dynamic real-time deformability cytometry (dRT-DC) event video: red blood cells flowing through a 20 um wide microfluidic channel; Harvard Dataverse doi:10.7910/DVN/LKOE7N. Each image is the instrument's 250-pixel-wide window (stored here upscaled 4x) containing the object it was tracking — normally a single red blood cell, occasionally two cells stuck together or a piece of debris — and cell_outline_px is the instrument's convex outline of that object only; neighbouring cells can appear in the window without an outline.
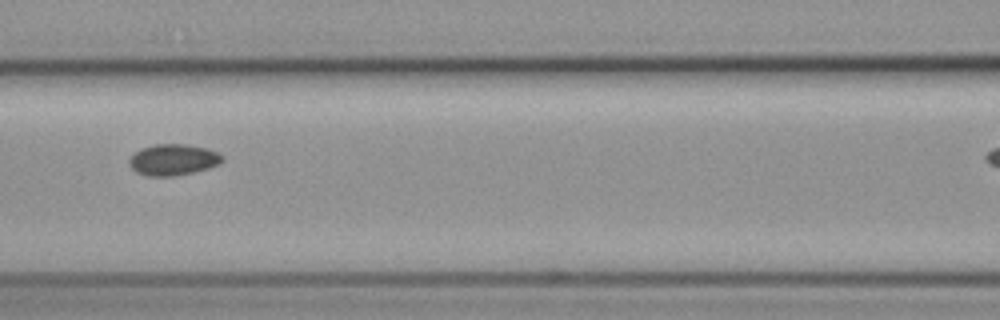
{"species": "common noctule bat (a hibernating species)", "species_latin": "Nyctalus noctula", "temperature_condition": "cold", "stored_images_in_passage": 8, "camera_frame_rate_fps": 3000, "um_per_image_px": 0.085, "animal": {"sex": "female", "body_mass_g": 19.3, "forearm_length_mm": 54.1}, "frame": {"image": 1, "passage_image": 7, "time_ms": 7.0, "image_size_px": [1000, 320], "cell_outline_px": [[224, 160], [220, 164], [208, 168], [192, 172], [172, 176], [148, 176], [136, 172], [128, 164], [128, 160], [140, 148], [152, 144], [188, 144], [208, 148], [224, 156]], "centroid_in_image_um": [14.72, 13.56], "position_along_channel_um": 151.9, "area_um2": 17.05}}